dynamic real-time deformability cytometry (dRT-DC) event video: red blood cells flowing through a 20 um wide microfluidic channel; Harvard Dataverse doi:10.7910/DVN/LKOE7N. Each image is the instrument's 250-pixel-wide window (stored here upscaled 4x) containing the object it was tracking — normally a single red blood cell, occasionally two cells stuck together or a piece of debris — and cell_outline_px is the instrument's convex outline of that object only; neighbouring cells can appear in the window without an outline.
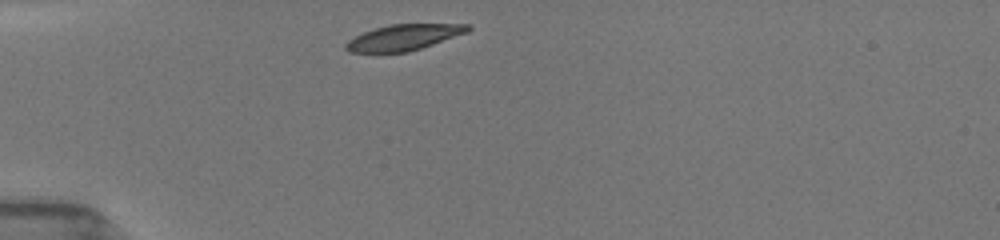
{"species": "common noctule bat (a hibernating species)", "species_latin": "Nyctalus noctula", "temperature_condition": "room temperature", "stored_images_in_passage": 38, "camera_frame_rate_fps": 3000, "um_per_image_px": 0.085, "animal": {"sex": "female", "body_mass_g": 19.5, "forearm_length_mm": 54.1}, "frame": {"image": 1, "passage_image": 1, "time_ms": 0.0, "image_size_px": [1000, 240], "cell_outline_px": [[472, 28], [468, 32], [408, 52], [348, 52], [344, 48], [344, 44], [348, 40], [364, 32], [388, 24], [468, 24]], "centroid_in_image_um": [34.3, 3.17], "position_along_channel_um": 50.7, "area_um2": 18.21}}
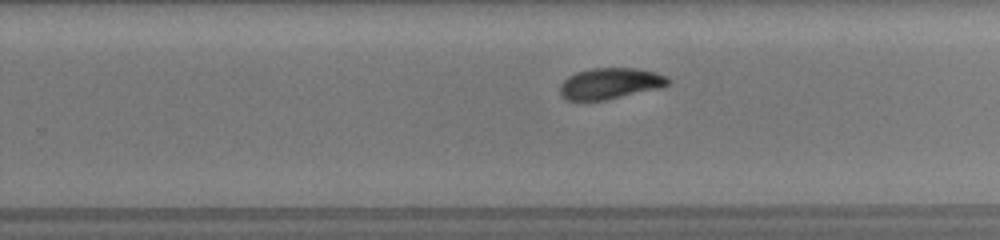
{"frame": {"image": 2, "passage_image": 20, "time_ms": 6.333, "image_size_px": [1000, 240], "cell_outline_px": [[672, 80], [664, 88], [604, 100], [568, 100], [560, 96], [560, 84], [568, 76], [576, 72], [592, 68], [636, 68], [656, 72], [668, 76]], "centroid_in_image_um": [51.91, 7.09], "position_along_channel_um": 277.9, "area_um2": 19.88}}
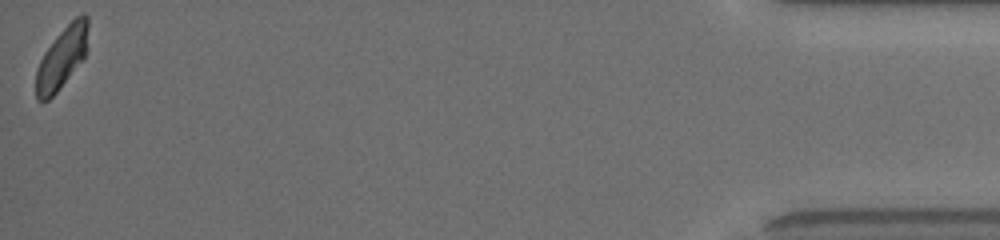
{"frame": {"image": 3, "passage_image": 38, "time_ms": 12.333, "image_size_px": [1000, 240], "cell_outline_px": [[88, 28], [84, 56], [56, 92], [48, 100], [36, 100], [36, 68], [44, 52], [56, 36], [76, 16], [84, 12], [88, 16]], "centroid_in_image_um": [5.23, 4.88], "position_along_channel_um": 430.0, "area_um2": 18.15}, "authors_computed_cell_mechanics": {"area_um2": 20.0277, "velocity_mm_per_s": 3.9277, "shape_relaxation_time_tau1_ms": 1.9165, "shape_relaxation_time_tau2_ms": 3.6954, "deformation_change_tau1": 0.1119, "deformation_change_tau2": 0.0679}}